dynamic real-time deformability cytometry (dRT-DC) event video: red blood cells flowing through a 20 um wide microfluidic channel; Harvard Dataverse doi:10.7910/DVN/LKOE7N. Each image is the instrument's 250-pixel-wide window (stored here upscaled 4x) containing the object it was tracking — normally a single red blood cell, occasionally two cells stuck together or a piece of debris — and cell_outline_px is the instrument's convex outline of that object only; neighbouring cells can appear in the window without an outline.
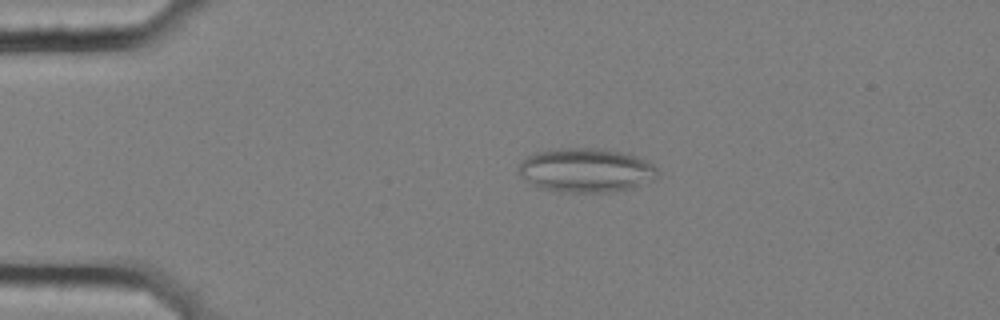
{"species": "common noctule bat (a hibernating species)", "species_latin": "Nyctalus noctula", "temperature_condition": "cold", "stored_images_in_passage": 57, "camera_frame_rate_fps": 3000, "um_per_image_px": 0.085, "animal": {"sex": "female", "body_mass_g": 25.1}, "frame": {"image": 1, "passage_image": 12, "time_ms": 3.667, "image_size_px": [1000, 320], "cell_outline_px": [[660, 172], [652, 180], [632, 188], [604, 192], [564, 192], [540, 188], [532, 184], [520, 176], [516, 168], [520, 160], [536, 152], [556, 148], [604, 148], [636, 156], [652, 164]], "centroid_in_image_um": [49.76, 14.46], "position_along_channel_um": 35.2, "area_um2": 35.84}}
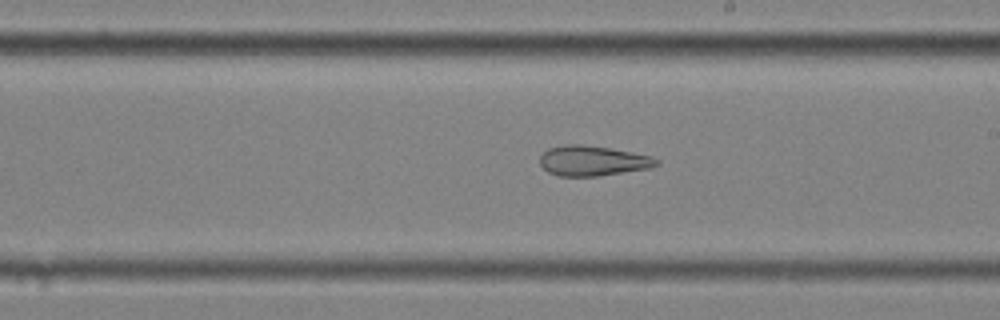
{"frame": {"image": 2, "passage_image": 33, "time_ms": 10.667, "image_size_px": [1000, 320], "cell_outline_px": [[660, 164], [652, 168], [600, 176], [560, 176], [548, 172], [540, 164], [540, 156], [548, 148], [564, 144], [580, 144], [608, 148], [632, 152], [652, 156], [660, 160]], "centroid_in_image_um": [50.42, 13.67], "position_along_channel_um": 238.6, "area_um2": 20.63}}
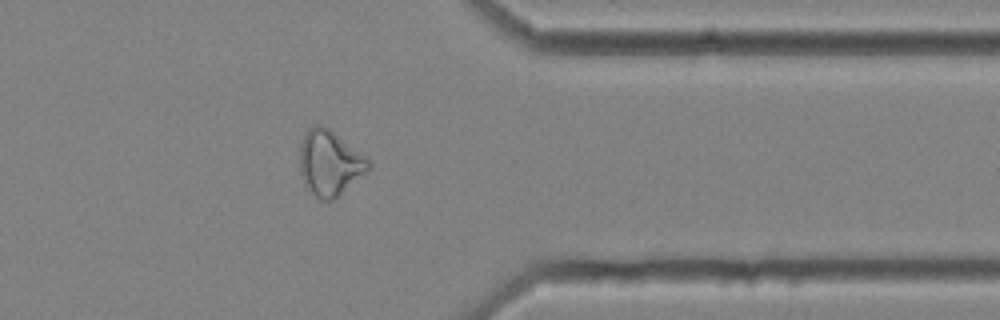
{"frame": {"image": 3, "passage_image": 46, "time_ms": 15.0, "image_size_px": [1000, 320], "cell_outline_px": [[372, 168], [368, 172], [332, 200], [320, 200], [312, 192], [304, 180], [300, 172], [300, 144], [304, 132], [308, 128], [316, 124], [320, 124], [332, 128], [368, 156], [372, 164]], "centroid_in_image_um": [28.08, 13.78], "position_along_channel_um": 383.3, "area_um2": 26.7}, "authors_computed_cell_mechanics": {"area_um2": 27.5706, "velocity_mm_per_s": 3.5341, "shape_relaxation_time_tau1_ms": null, "shape_relaxation_time_tau2_ms": 5.3566, "deformation_change_tau1": null, "deformation_change_tau2": 0.1601}}